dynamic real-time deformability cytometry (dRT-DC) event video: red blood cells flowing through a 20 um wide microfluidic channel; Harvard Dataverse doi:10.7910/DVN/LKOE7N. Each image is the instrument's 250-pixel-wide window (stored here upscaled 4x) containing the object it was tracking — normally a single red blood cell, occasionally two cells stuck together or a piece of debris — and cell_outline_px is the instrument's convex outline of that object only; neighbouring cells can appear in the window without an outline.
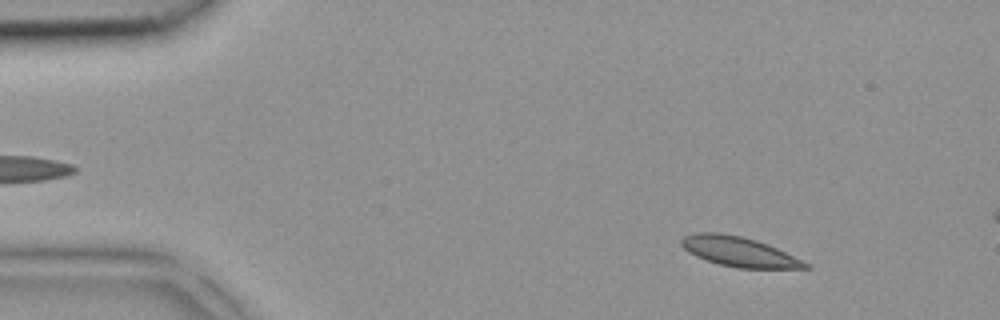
{"species": "common noctule bat (a hibernating species)", "species_latin": "Nyctalus noctula", "temperature_condition": "room temperature", "stored_images_in_passage": 3, "camera_frame_rate_fps": 3000, "um_per_image_px": 0.085, "animal": {"sex": "female", "body_mass_g": 18.4}, "frame": {"image": 1, "passage_image": 1, "time_ms": 0.0, "image_size_px": [1000, 320], "cell_outline_px": [[812, 268], [736, 268], [720, 264], [696, 256], [688, 252], [680, 244], [680, 240], [684, 236], [696, 232], [720, 232], [740, 236], [756, 240], [768, 244], [812, 264]], "centroid_in_image_um": [62.83, 21.39], "position_along_channel_um": 22.2, "area_um2": 21.56}}